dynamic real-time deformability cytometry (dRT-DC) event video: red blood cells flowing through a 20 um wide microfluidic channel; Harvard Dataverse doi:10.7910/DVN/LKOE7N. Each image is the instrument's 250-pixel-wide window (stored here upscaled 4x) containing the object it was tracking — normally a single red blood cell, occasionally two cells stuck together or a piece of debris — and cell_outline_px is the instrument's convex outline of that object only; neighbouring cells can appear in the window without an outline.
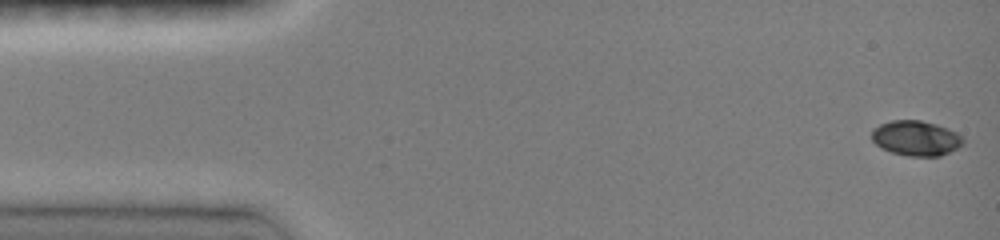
{"species": "common noctule bat (a hibernating species)", "species_latin": "Nyctalus noctula", "temperature_condition": "room temperature", "stored_images_in_passage": 35, "camera_frame_rate_fps": 3000, "um_per_image_px": 0.085, "animal": {"sex": "female", "body_mass_g": 19.0, "forearm_length_mm": 51.5}, "frame": {"image": 1, "passage_image": 1, "time_ms": 0.0, "image_size_px": [1000, 240], "cell_outline_px": [[964, 144], [940, 156], [908, 156], [892, 152], [880, 148], [872, 140], [872, 128], [880, 124], [892, 120], [920, 120], [936, 124], [948, 128], [956, 132], [964, 140]], "centroid_in_image_um": [77.84, 11.74], "position_along_channel_um": 7.2, "area_um2": 18.67}}
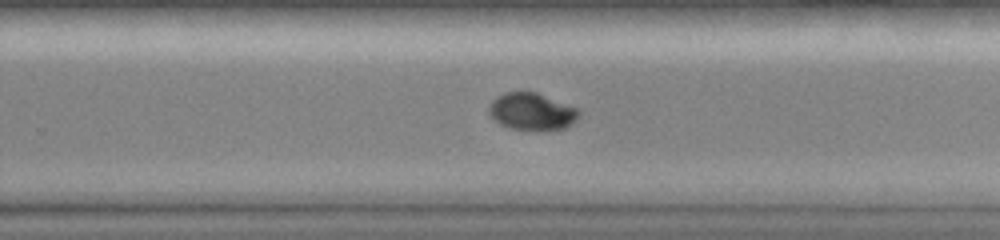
{"frame": {"image": 2, "passage_image": 26, "time_ms": 9.667, "image_size_px": [1000, 240], "cell_outline_px": [[580, 116], [572, 124], [564, 128], [512, 128], [500, 124], [492, 120], [488, 112], [488, 108], [492, 100], [496, 96], [504, 92], [536, 92], [580, 108]], "centroid_in_image_um": [45.2, 9.44], "position_along_channel_um": 284.6, "area_um2": 19.31}}
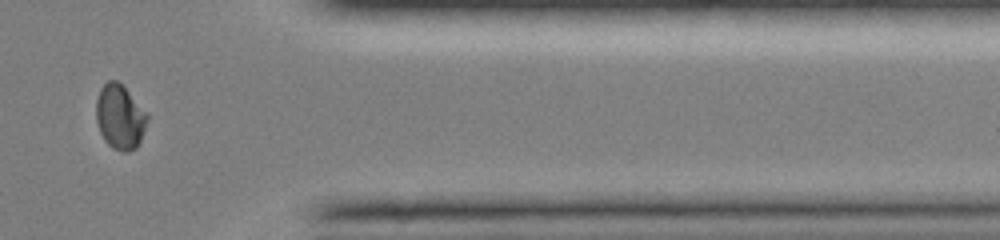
{"frame": {"image": 3, "passage_image": 32, "time_ms": 12.667, "image_size_px": [1000, 240], "cell_outline_px": [[148, 120], [140, 140], [136, 148], [128, 152], [124, 152], [112, 148], [104, 140], [100, 132], [96, 120], [96, 100], [100, 88], [108, 80], [116, 80], [148, 112]], "centroid_in_image_um": [10.19, 9.95], "position_along_channel_um": 401.2, "area_um2": 19.25}, "authors_computed_cell_mechanics": {"area_um2": 19.9988, "velocity_mm_per_s": 4.1319, "shape_relaxation_time_tau1_ms": 8.2459, "shape_relaxation_time_tau2_ms": 4.169, "deformation_change_tau1": 0.2331, "deformation_change_tau2": 0.0206}}